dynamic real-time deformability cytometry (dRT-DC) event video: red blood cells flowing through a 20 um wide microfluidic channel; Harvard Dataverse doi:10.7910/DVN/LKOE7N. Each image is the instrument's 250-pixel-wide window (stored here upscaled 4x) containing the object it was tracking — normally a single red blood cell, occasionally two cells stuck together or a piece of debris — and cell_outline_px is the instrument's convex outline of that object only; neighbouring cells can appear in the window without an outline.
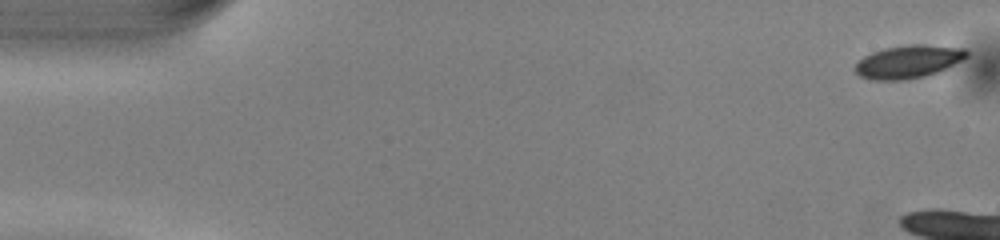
{"species": "common noctule bat (a hibernating species)", "species_latin": "Nyctalus noctula", "temperature_condition": "warm", "stored_images_in_passage": 12, "camera_frame_rate_fps": 3000, "um_per_image_px": 0.085, "animal": {"sex": "male", "body_mass_g": 13.0, "forearm_length_mm": 53.1}, "frame": {"image": 1, "passage_image": 1, "time_ms": 0.0, "image_size_px": [1000, 240], "cell_outline_px": [[968, 56], [936, 72], [924, 76], [908, 80], [872, 80], [860, 76], [852, 68], [864, 56], [872, 52], [884, 48], [908, 44], [924, 44], [964, 48], [968, 52]], "centroid_in_image_um": [77.16, 5.24], "position_along_channel_um": 7.8, "area_um2": 21.33}}